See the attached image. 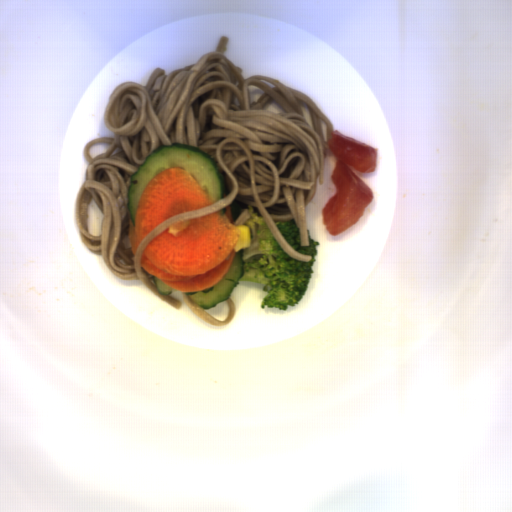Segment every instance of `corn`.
Listing matches in <instances>:
<instances>
[{
	"label": "corn",
	"instance_id": "corn-1",
	"mask_svg": "<svg viewBox=\"0 0 512 512\" xmlns=\"http://www.w3.org/2000/svg\"><path fill=\"white\" fill-rule=\"evenodd\" d=\"M238 230L239 238L234 247V254L251 246L250 227L248 225H239L235 227Z\"/></svg>",
	"mask_w": 512,
	"mask_h": 512
}]
</instances>
